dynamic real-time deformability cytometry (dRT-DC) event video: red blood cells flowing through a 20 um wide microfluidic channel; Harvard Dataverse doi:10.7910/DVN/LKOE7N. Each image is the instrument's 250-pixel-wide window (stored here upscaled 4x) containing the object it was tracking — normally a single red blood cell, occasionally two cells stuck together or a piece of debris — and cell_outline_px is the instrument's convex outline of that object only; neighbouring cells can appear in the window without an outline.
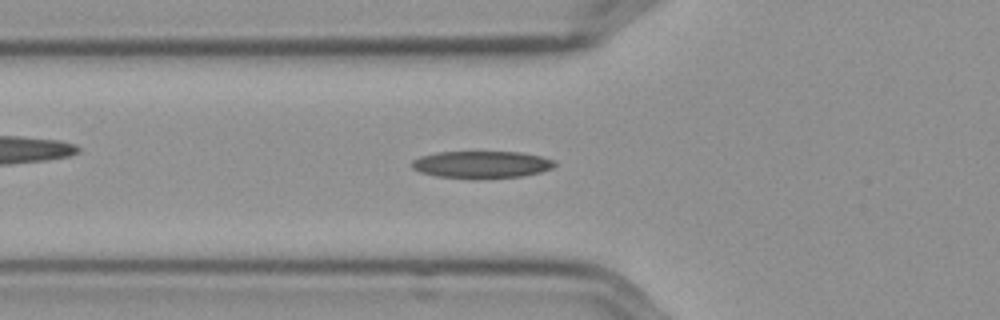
{"species": "Egyptian fruit bat (a non-hibernating species)", "species_latin": "Rousettus aegyptiacus", "temperature_condition": "cold", "stored_images_in_passage": 57, "camera_frame_rate_fps": 3000, "um_per_image_px": 0.085, "frame": {"image": 1, "passage_image": 20, "time_ms": 6.333, "image_size_px": [1000, 320], "cell_outline_px": [[556, 164], [552, 168], [540, 172], [520, 176], [436, 176], [420, 172], [412, 168], [412, 160], [420, 156], [436, 152], [520, 152], [540, 156], [556, 160]], "centroid_in_image_um": [40.94, 13.94], "position_along_channel_um": 84.9, "area_um2": 21.73}}
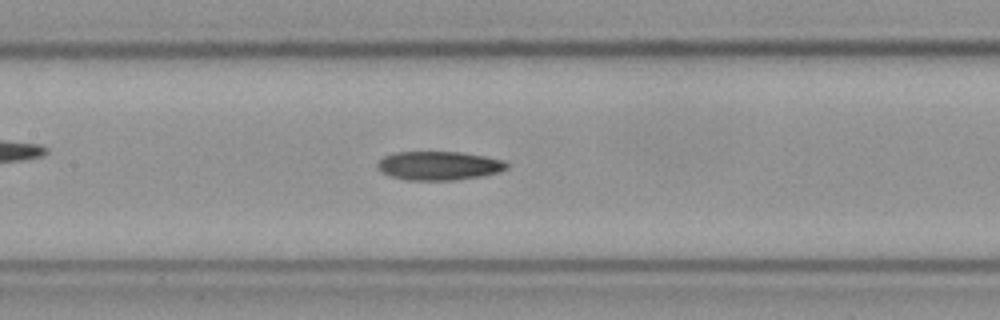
{"frame": {"image": 2, "passage_image": 27, "time_ms": 8.667, "image_size_px": [1000, 320], "cell_outline_px": [[508, 168], [500, 172], [480, 176], [452, 180], [408, 180], [392, 176], [376, 168], [376, 164], [384, 156], [396, 152], [460, 152], [484, 156], [504, 160], [508, 164]], "centroid_in_image_um": [37.32, 14.08], "position_along_channel_um": 170.1, "area_um2": 21.56}}
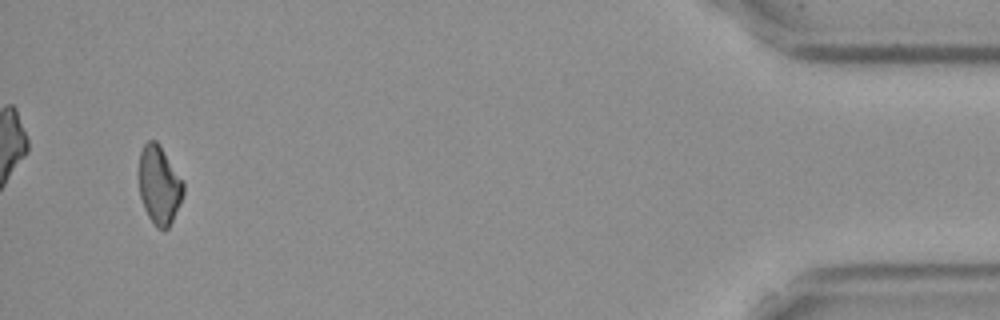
{"frame": {"image": 3, "passage_image": 54, "time_ms": 17.667, "image_size_px": [1000, 320], "cell_outline_px": [[184, 192], [172, 220], [168, 228], [156, 228], [148, 216], [144, 208], [140, 196], [140, 152], [144, 144], [148, 140], [156, 140], [160, 144], [184, 184]], "centroid_in_image_um": [13.53, 15.71], "position_along_channel_um": 421.7, "area_um2": 19.88}}